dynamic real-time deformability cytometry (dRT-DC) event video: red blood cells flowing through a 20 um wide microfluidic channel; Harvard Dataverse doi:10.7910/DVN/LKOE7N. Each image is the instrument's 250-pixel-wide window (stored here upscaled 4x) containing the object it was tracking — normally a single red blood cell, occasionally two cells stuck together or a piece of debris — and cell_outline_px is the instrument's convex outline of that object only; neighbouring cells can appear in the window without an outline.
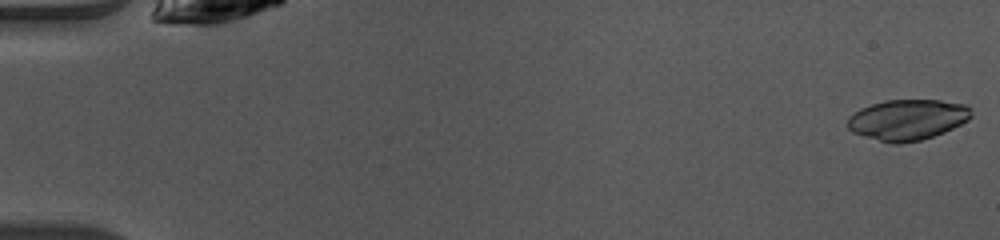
{"species": "common noctule bat (a hibernating species)", "species_latin": "Nyctalus noctula", "temperature_condition": "warm", "stored_images_in_passage": 49, "camera_frame_rate_fps": 3000, "um_per_image_px": 0.085, "animal": {"sex": "female", "body_mass_g": 10.0, "forearm_length_mm": 53.1}, "frame": {"image": 1, "passage_image": 1, "time_ms": 0.0, "image_size_px": [1000, 240], "cell_outline_px": [[972, 116], [968, 120], [944, 132], [920, 140], [900, 144], [892, 144], [864, 136], [852, 132], [848, 128], [848, 116], [860, 108], [884, 100], [940, 100], [968, 104], [972, 108]], "centroid_in_image_um": [77.15, 10.16], "position_along_channel_um": 7.9, "area_um2": 29.48}}
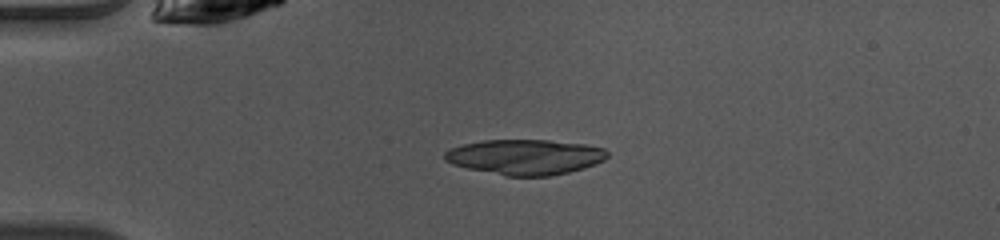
{"frame": {"image": 2, "passage_image": 12, "time_ms": 3.667, "image_size_px": [1000, 240], "cell_outline_px": [[608, 156], [604, 160], [596, 164], [584, 168], [552, 176], [504, 176], [468, 168], [452, 164], [444, 160], [444, 152], [452, 148], [464, 144], [484, 140], [548, 140], [584, 144], [604, 148], [608, 152]], "centroid_in_image_um": [44.65, 13.35], "position_along_channel_um": 40.3, "area_um2": 33.47}}